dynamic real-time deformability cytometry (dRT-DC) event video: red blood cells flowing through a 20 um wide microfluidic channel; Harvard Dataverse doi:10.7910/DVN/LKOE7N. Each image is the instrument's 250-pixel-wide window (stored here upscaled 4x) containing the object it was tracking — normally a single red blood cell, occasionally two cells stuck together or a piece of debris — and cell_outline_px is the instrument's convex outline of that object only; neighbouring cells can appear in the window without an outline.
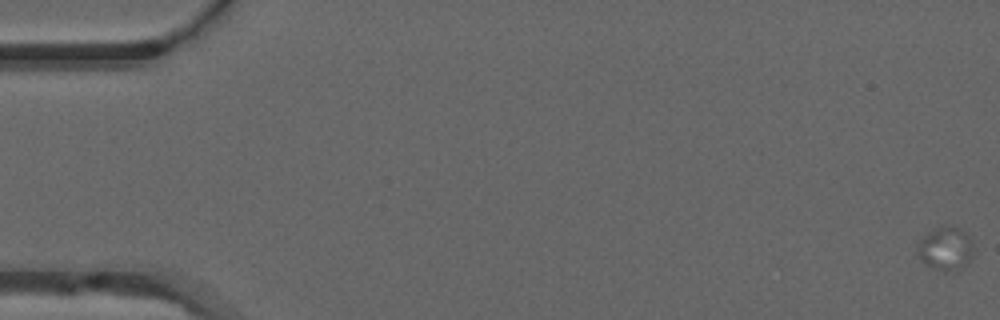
{"species": "common noctule bat (a hibernating species)", "species_latin": "Nyctalus noctula", "temperature_condition": "warm", "stored_images_in_passage": 14, "camera_frame_rate_fps": 3000, "um_per_image_px": 0.085, "animal": {"sex": "male", "forearm_length_mm": 52.5}, "frame": {"image": 1, "passage_image": 1, "time_ms": 0.0, "image_size_px": [1000, 320], "cell_outline_px": [[972, 256], [964, 268], [960, 272], [944, 272], [932, 268], [924, 264], [916, 256], [916, 244], [920, 236], [940, 224], [948, 224], [960, 228], [968, 236], [972, 244]], "centroid_in_image_um": [80.31, 21.13], "position_along_channel_um": 4.7, "area_um2": 15.14}}
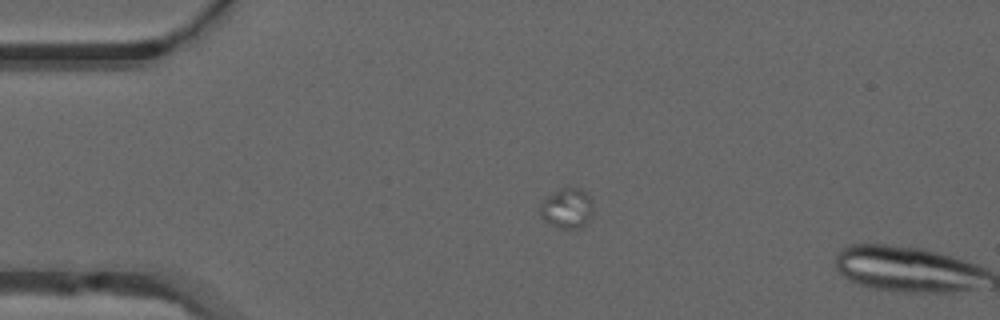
{"frame": {"image": 2, "passage_image": 13, "time_ms": 4.0, "image_size_px": [1000, 320], "cell_outline_px": [[592, 216], [580, 228], [560, 228], [544, 220], [540, 216], [540, 204], [544, 196], [560, 188], [580, 188], [588, 192], [592, 200]], "centroid_in_image_um": [48.19, 17.67], "position_along_channel_um": 36.8, "area_um2": 12.6}}